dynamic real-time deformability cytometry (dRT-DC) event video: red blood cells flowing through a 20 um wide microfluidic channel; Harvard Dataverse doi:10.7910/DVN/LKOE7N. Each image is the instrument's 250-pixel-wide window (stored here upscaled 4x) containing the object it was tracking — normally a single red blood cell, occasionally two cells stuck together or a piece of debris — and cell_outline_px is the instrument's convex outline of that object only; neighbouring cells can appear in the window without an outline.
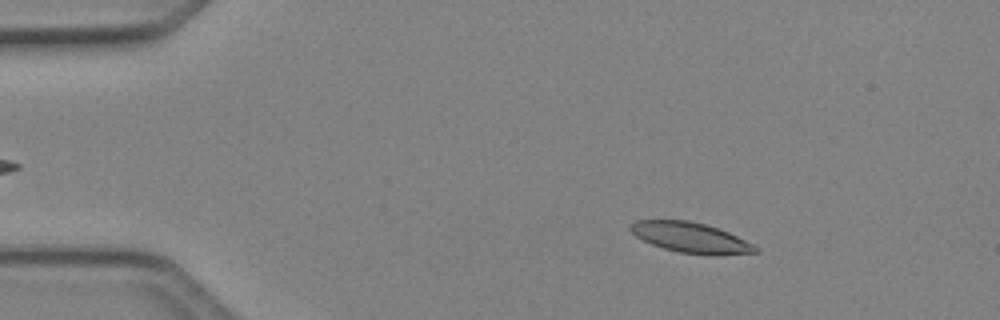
{"species": "Egyptian fruit bat (a non-hibernating species)", "species_latin": "Rousettus aegyptiacus", "temperature_condition": "cold", "stored_images_in_passage": 48, "camera_frame_rate_fps": 3000, "um_per_image_px": 0.085, "animal": {"sex": "female"}, "frame": {"image": 1, "passage_image": 7, "time_ms": 2.0, "image_size_px": [1000, 320], "cell_outline_px": [[760, 252], [680, 252], [664, 248], [652, 244], [636, 236], [628, 228], [636, 220], [688, 220], [720, 228], [760, 248]], "centroid_in_image_um": [58.62, 20.13], "position_along_channel_um": 26.4, "area_um2": 20.87}}
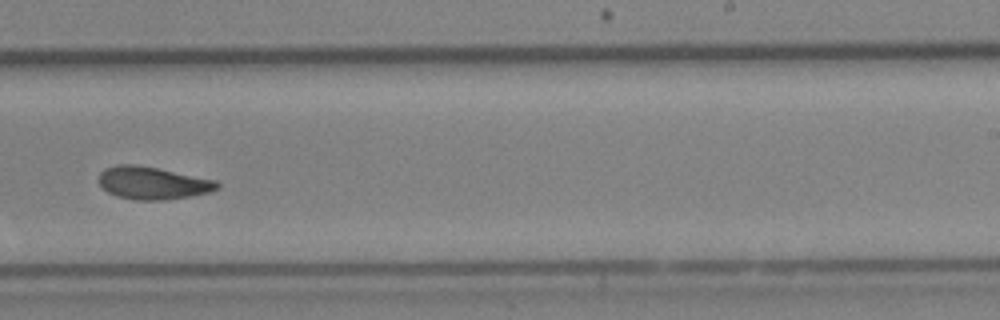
{"frame": {"image": 2, "passage_image": 30, "time_ms": 9.667, "image_size_px": [1000, 320], "cell_outline_px": [[220, 188], [208, 192], [188, 196], [164, 200], [136, 200], [116, 196], [108, 192], [100, 184], [100, 172], [104, 168], [116, 164], [132, 164], [156, 168], [216, 180], [220, 184]], "centroid_in_image_um": [12.96, 15.55], "position_along_channel_um": 276.0, "area_um2": 22.25}}
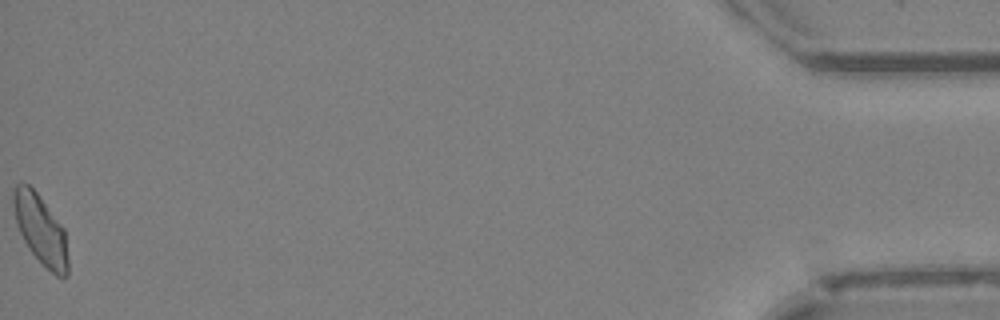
{"frame": {"image": 3, "passage_image": 48, "time_ms": 15.667, "image_size_px": [1000, 320], "cell_outline_px": [[68, 276], [56, 276], [28, 248], [20, 232], [16, 220], [12, 204], [12, 192], [16, 184], [28, 184], [36, 192], [64, 228], [68, 260]], "centroid_in_image_um": [3.44, 19.5], "position_along_channel_um": 431.8, "area_um2": 21.68}, "authors_computed_cell_mechanics": {"area_um2": 22.2241, "velocity_mm_per_s": 4.196, "shape_relaxation_time_tau1_ms": 4.7344, "shape_relaxation_time_tau2_ms": 4.4535, "deformation_change_tau1": 0.1386, "deformation_change_tau2": 0.0901}}